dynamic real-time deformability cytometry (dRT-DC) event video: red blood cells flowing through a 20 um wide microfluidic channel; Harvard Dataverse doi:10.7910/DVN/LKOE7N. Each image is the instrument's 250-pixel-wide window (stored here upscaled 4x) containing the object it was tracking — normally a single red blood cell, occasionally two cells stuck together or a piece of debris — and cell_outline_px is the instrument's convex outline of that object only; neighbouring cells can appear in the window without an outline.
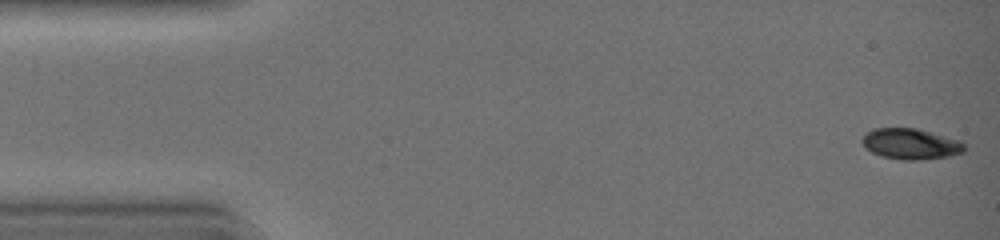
{"species": "common noctule bat (a hibernating species)", "species_latin": "Nyctalus noctula", "temperature_condition": "warm", "stored_images_in_passage": 43, "camera_frame_rate_fps": 3000, "um_per_image_px": 0.085, "animal": {"sex": "female", "body_mass_g": 19.0, "forearm_length_mm": 51.5}, "frame": {"image": 1, "passage_image": 1, "time_ms": 0.0, "image_size_px": [1000, 240], "cell_outline_px": [[964, 152], [948, 156], [920, 160], [900, 160], [880, 156], [872, 152], [864, 144], [864, 136], [868, 132], [876, 128], [916, 128], [956, 140], [964, 144]], "centroid_in_image_um": [77.4, 12.25], "position_along_channel_um": 7.6, "area_um2": 17.86}}
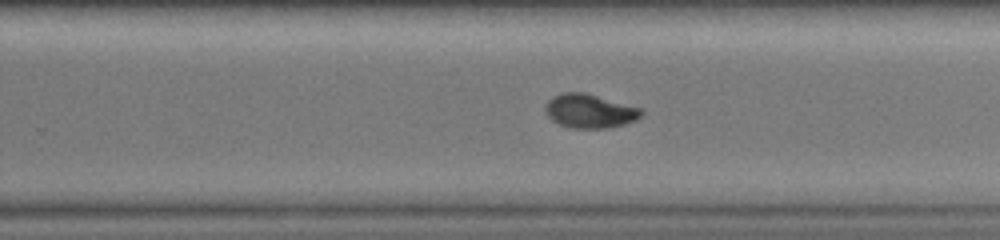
{"frame": {"image": 2, "passage_image": 28, "time_ms": 9.0, "image_size_px": [1000, 240], "cell_outline_px": [[644, 112], [640, 116], [624, 124], [604, 128], [572, 128], [560, 124], [552, 120], [548, 116], [548, 100], [552, 96], [560, 92], [584, 92], [640, 108]], "centroid_in_image_um": [50.11, 9.43], "position_along_channel_um": 279.7, "area_um2": 18.5}}
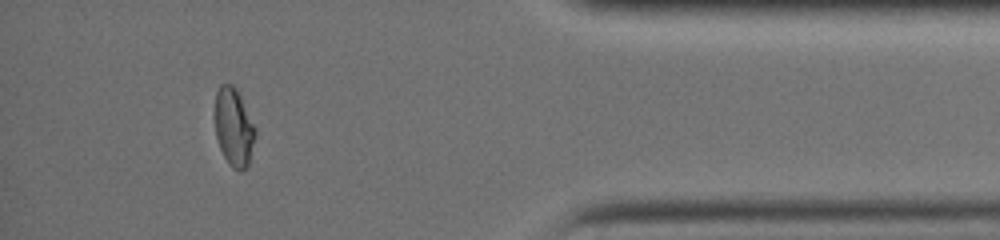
{"frame": {"image": 3, "passage_image": 39, "time_ms": 12.667, "image_size_px": [1000, 240], "cell_outline_px": [[256, 136], [248, 164], [240, 172], [232, 168], [228, 164], [220, 148], [216, 136], [216, 92], [220, 84], [232, 84], [236, 88], [256, 128]], "centroid_in_image_um": [19.89, 10.83], "position_along_channel_um": 415.3, "area_um2": 18.21}, "authors_computed_cell_mechanics": {"area_um2": 18.785, "velocity_mm_per_s": 4.4698, "shape_relaxation_time_tau1_ms": 3.9347, "shape_relaxation_time_tau2_ms": null, "deformation_change_tau1": 0.1924, "deformation_change_tau2": null}}